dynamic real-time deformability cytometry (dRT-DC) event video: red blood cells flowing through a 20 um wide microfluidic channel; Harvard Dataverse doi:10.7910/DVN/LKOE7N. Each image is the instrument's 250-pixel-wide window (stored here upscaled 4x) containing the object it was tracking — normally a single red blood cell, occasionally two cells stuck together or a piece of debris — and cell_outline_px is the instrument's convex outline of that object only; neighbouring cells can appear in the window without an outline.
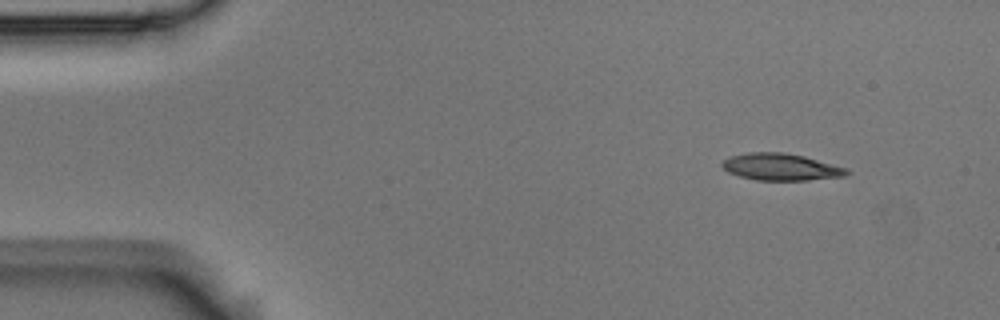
{"species": "Egyptian fruit bat (a non-hibernating species)", "species_latin": "Rousettus aegyptiacus", "temperature_condition": "room temperature", "stored_images_in_passage": 5, "camera_frame_rate_fps": 3000, "um_per_image_px": 0.085, "animal": {"sex": "male"}, "frame": {"image": 1, "passage_image": 1, "time_ms": 0.0, "image_size_px": [1000, 320], "cell_outline_px": [[852, 172], [844, 176], [808, 180], [756, 180], [740, 176], [728, 172], [720, 164], [724, 160], [732, 156], [748, 152], [784, 152], [804, 156], [848, 168]], "centroid_in_image_um": [66.4, 14.19], "position_along_channel_um": 18.6, "area_um2": 19.54}}
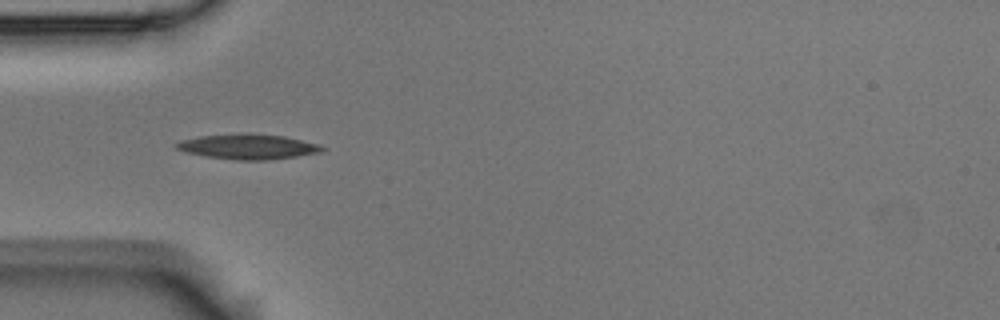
{"frame": {"image": 2, "passage_image": 4, "time_ms": 1.0, "image_size_px": [1000, 320], "cell_outline_px": [[328, 148], [324, 152], [268, 160], [236, 160], [204, 156], [184, 152], [176, 148], [172, 144], [180, 140], [200, 136], [244, 132], [252, 132], [284, 136], [320, 144]], "centroid_in_image_um": [21.09, 12.45], "position_along_channel_um": 63.9, "area_um2": 21.91}}
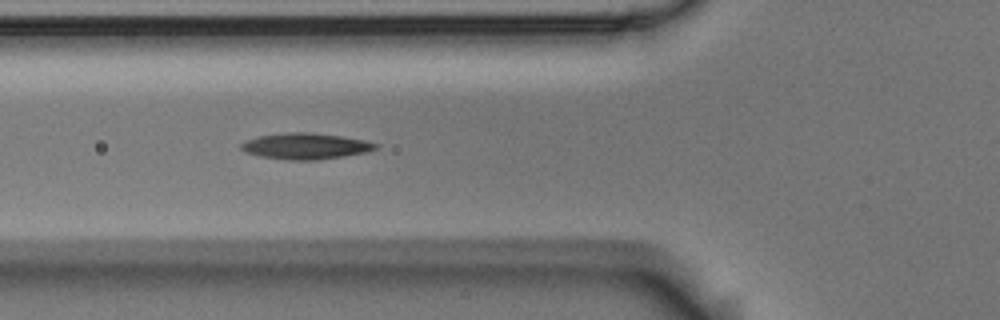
{"frame": {"image": 3, "passage_image": 5, "time_ms": 1.333, "image_size_px": [1000, 320], "cell_outline_px": [[380, 144], [376, 148], [368, 152], [344, 156], [316, 160], [288, 160], [260, 156], [244, 152], [240, 148], [240, 144], [244, 140], [256, 136], [288, 132], [308, 132], [340, 136], [364, 140]], "centroid_in_image_um": [25.93, 12.42], "position_along_channel_um": 99.9, "area_um2": 20.58}}